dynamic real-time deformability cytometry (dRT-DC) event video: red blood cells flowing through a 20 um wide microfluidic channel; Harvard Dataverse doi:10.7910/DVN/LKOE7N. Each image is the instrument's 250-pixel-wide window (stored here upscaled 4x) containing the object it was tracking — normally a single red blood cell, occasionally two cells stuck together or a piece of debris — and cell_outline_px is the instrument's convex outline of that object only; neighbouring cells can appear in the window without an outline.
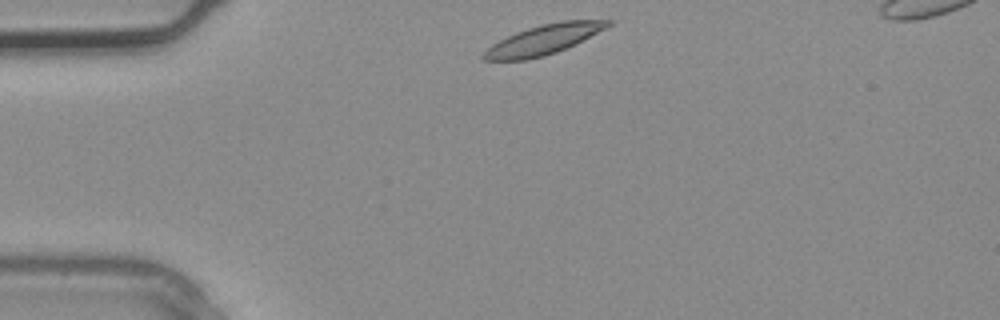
{"species": "common noctule bat (a hibernating species)", "species_latin": "Nyctalus noctula", "temperature_condition": "warm", "stored_images_in_passage": 2, "camera_frame_rate_fps": 3000, "um_per_image_px": 0.085, "animal": {"sex": "male", "body_mass_g": 20.4}, "frame": {"image": 1, "passage_image": 1, "time_ms": 0.0, "image_size_px": [1000, 320], "cell_outline_px": [[612, 24], [556, 52], [544, 56], [524, 60], [484, 60], [480, 56], [492, 44], [516, 32], [540, 24], [560, 20], [612, 20]], "centroid_in_image_um": [46.14, 3.36], "position_along_channel_um": 38.9, "area_um2": 20.98}}